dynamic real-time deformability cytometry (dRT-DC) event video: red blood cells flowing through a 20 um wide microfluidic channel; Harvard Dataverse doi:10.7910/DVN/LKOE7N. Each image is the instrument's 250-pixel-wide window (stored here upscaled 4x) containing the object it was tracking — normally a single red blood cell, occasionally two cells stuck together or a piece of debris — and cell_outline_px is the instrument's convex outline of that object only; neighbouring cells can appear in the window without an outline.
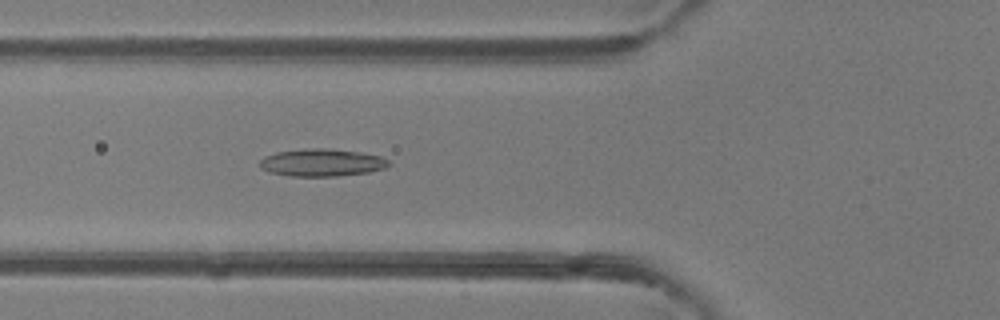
{"species": "common noctule bat (a hibernating species)", "species_latin": "Nyctalus noctula", "temperature_condition": "room temperature", "stored_images_in_passage": 47, "camera_frame_rate_fps": 3000, "um_per_image_px": 0.085, "animal": {"sex": "female"}, "frame": {"image": 1, "passage_image": 17, "time_ms": 5.333, "image_size_px": [1000, 320], "cell_outline_px": [[392, 164], [384, 168], [368, 172], [336, 176], [288, 176], [268, 172], [260, 168], [260, 160], [264, 156], [276, 152], [304, 148], [324, 148], [360, 152], [380, 156], [388, 160]], "centroid_in_image_um": [27.32, 13.82], "position_along_channel_um": 98.5, "area_um2": 20.75}}
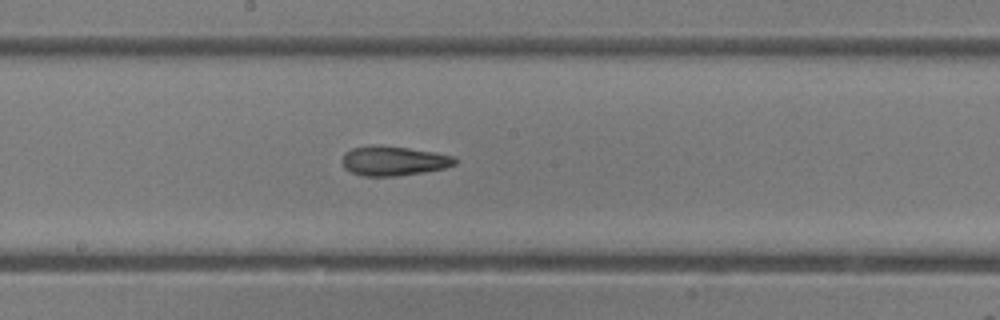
{"frame": {"image": 2, "passage_image": 25, "time_ms": 8.0, "image_size_px": [1000, 320], "cell_outline_px": [[456, 164], [444, 168], [424, 172], [396, 176], [364, 176], [352, 172], [344, 168], [340, 160], [344, 152], [352, 148], [372, 144], [408, 148], [436, 152], [456, 156]], "centroid_in_image_um": [33.43, 13.66], "position_along_channel_um": 214.8, "area_um2": 19.65}}
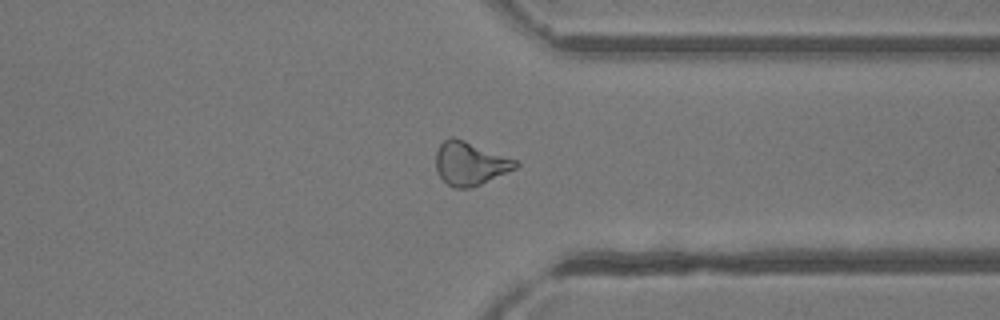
{"frame": {"image": 3, "passage_image": 36, "time_ms": 11.667, "image_size_px": [1000, 320], "cell_outline_px": [[520, 164], [516, 168], [472, 188], [452, 188], [440, 176], [436, 168], [436, 152], [440, 144], [444, 140], [452, 136], [464, 140], [520, 160]], "centroid_in_image_um": [39.99, 13.89], "position_along_channel_um": 371.4, "area_um2": 20.29}, "authors_computed_cell_mechanics": {"area_um2": 20.0566, "velocity_mm_per_s": 4.3366, "shape_relaxation_time_tau1_ms": 4.7844, "shape_relaxation_time_tau2_ms": 4.1736, "deformation_change_tau1": 0.16, "deformation_change_tau2": 0.1389}}